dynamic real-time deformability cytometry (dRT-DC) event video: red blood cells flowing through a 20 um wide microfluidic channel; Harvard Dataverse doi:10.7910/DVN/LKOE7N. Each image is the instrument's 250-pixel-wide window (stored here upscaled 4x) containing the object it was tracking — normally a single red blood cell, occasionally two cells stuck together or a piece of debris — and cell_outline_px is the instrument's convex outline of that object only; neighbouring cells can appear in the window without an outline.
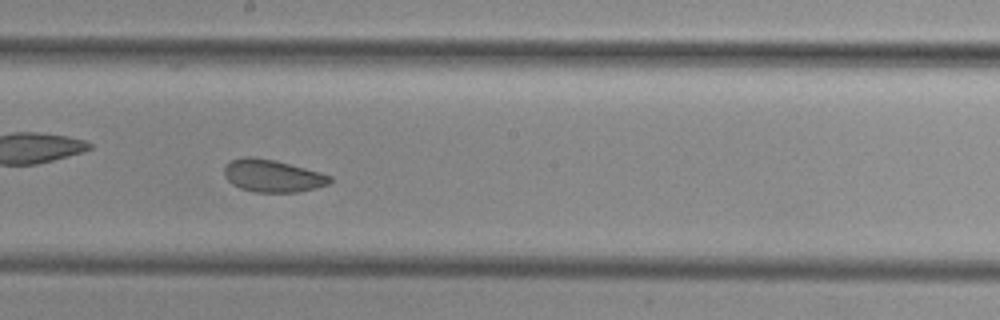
{"species": "common noctule bat (a hibernating species)", "species_latin": "Nyctalus noctula", "temperature_condition": "cold", "stored_images_in_passage": 39, "camera_frame_rate_fps": 3000, "um_per_image_px": 0.085, "animal": {"sex": "female", "body_mass_g": 29.2, "forearm_length_mm": 56.3}, "frame": {"image": 1, "passage_image": 17, "time_ms": 5.333, "image_size_px": [1000, 320], "cell_outline_px": [[332, 180], [328, 184], [316, 188], [296, 192], [256, 192], [240, 188], [232, 184], [224, 176], [224, 168], [232, 160], [244, 156], [252, 156], [276, 160], [320, 172], [332, 176]], "centroid_in_image_um": [23.17, 14.94], "position_along_channel_um": 225.0, "area_um2": 20.0}}
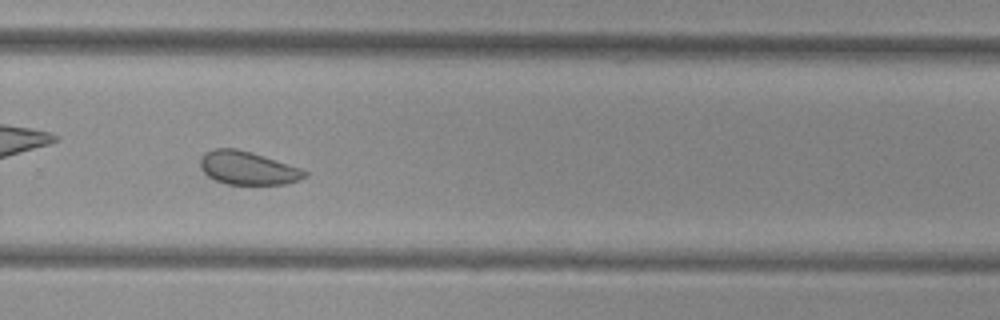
{"frame": {"image": 2, "passage_image": 23, "time_ms": 7.333, "image_size_px": [1000, 320], "cell_outline_px": [[308, 176], [300, 180], [284, 184], [228, 184], [216, 180], [208, 176], [200, 168], [200, 160], [204, 152], [212, 148], [236, 148], [252, 152], [300, 168], [308, 172]], "centroid_in_image_um": [21.05, 14.27], "position_along_channel_um": 308.8, "area_um2": 20.29}}